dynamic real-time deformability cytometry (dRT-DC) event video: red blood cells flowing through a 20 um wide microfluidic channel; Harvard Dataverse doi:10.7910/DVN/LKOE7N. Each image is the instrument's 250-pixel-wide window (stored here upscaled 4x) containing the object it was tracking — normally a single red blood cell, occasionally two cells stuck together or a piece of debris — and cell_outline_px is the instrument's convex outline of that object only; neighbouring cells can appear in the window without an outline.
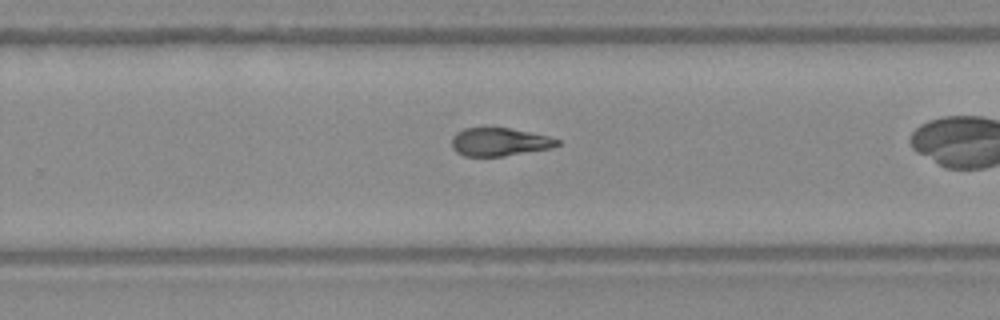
{"species": "Egyptian fruit bat (a non-hibernating species)", "species_latin": "Rousettus aegyptiacus", "temperature_condition": "warm", "stored_images_in_passage": 27, "camera_frame_rate_fps": 3000, "um_per_image_px": 0.085, "frame": {"image": 1, "passage_image": 20, "time_ms": 6.333, "image_size_px": [1000, 320], "cell_outline_px": [[560, 144], [552, 148], [504, 156], [464, 156], [456, 152], [452, 148], [452, 136], [456, 132], [464, 128], [508, 128], [548, 136], [560, 140]], "centroid_in_image_um": [42.44, 12.07], "position_along_channel_um": 287.4, "area_um2": 17.28}}
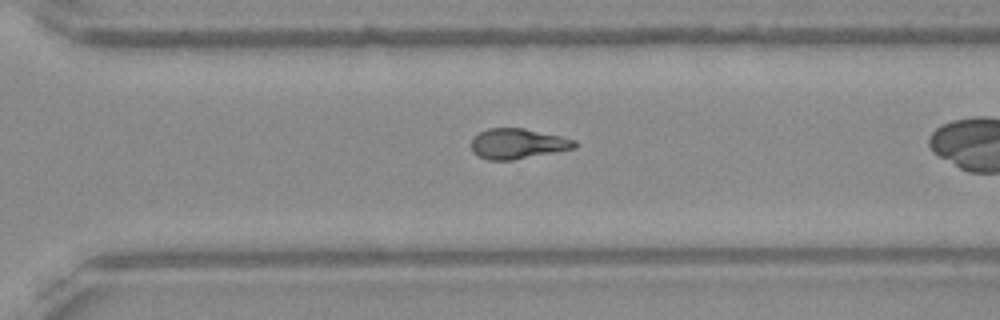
{"frame": {"image": 2, "passage_image": 23, "time_ms": 7.333, "image_size_px": [1000, 320], "cell_outline_px": [[576, 148], [512, 160], [488, 160], [476, 156], [472, 152], [472, 136], [488, 128], [524, 128], [560, 136], [576, 140]], "centroid_in_image_um": [43.96, 12.21], "position_along_channel_um": 326.6, "area_um2": 18.26}}